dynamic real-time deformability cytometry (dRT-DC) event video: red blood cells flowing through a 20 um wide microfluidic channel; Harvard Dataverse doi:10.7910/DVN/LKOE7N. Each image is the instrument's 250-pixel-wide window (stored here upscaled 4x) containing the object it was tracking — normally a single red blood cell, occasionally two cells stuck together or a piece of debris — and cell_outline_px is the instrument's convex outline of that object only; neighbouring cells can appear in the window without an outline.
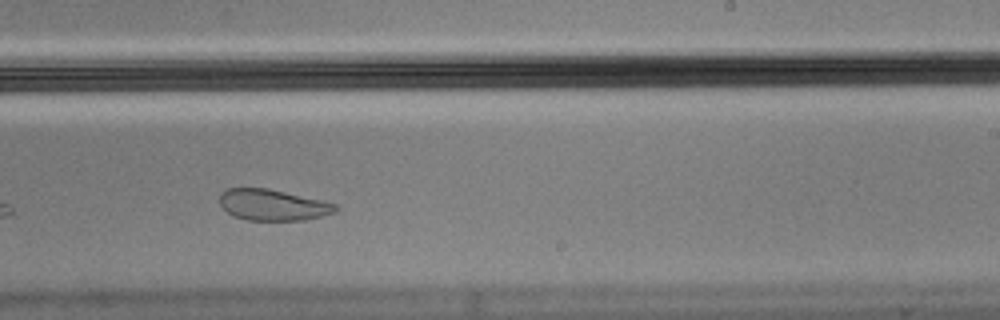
{"species": "Egyptian fruit bat (a non-hibernating species)", "species_latin": "Rousettus aegyptiacus", "temperature_condition": "cold", "stored_images_in_passage": 34, "camera_frame_rate_fps": 3000, "um_per_image_px": 0.085, "animal": {"sex": "male"}, "frame": {"image": 1, "passage_image": 20, "time_ms": 6.333, "image_size_px": [1000, 320], "cell_outline_px": [[340, 208], [336, 212], [304, 220], [248, 220], [232, 216], [220, 204], [220, 192], [228, 188], [268, 188], [324, 200], [336, 204]], "centroid_in_image_um": [23.21, 17.41], "position_along_channel_um": 265.8, "area_um2": 21.15}, "authors_computed_cell_mechanics": {"area_um2": 22.5131, "velocity_mm_per_s": 3.4796, "shape_relaxation_time_tau1_ms": null, "shape_relaxation_time_tau2_ms": 1.3271, "deformation_change_tau1": null, "deformation_change_tau2": 0.0565}}